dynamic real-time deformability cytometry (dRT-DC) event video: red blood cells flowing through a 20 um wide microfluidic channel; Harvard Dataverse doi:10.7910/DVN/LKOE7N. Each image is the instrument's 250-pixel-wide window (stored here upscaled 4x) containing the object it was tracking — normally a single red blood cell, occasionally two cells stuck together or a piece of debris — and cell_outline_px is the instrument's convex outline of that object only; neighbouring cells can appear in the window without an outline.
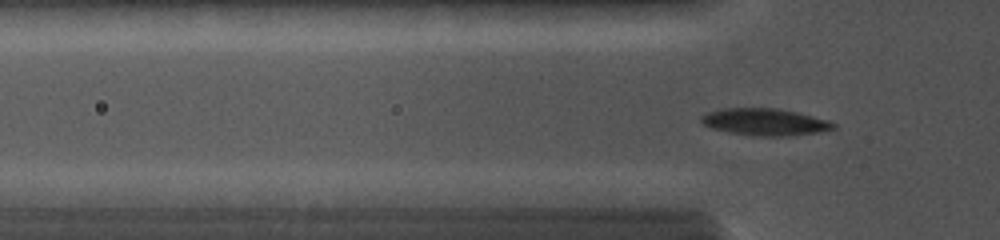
{"species": "common noctule bat (a hibernating species)", "species_latin": "Nyctalus noctula", "temperature_condition": "cold", "stored_images_in_passage": 71, "camera_frame_rate_fps": 5000, "um_per_image_px": 0.085, "animal": {"sex": "female", "body_mass_g": 19.0, "forearm_length_mm": 56.7}, "frame": {"image": 1, "passage_image": 23, "time_ms": 4.2, "image_size_px": [1000, 240], "cell_outline_px": [[836, 128], [816, 132], [788, 136], [760, 136], [728, 132], [712, 128], [704, 124], [700, 120], [700, 116], [708, 112], [720, 108], [776, 108], [796, 112], [828, 120], [836, 124]], "centroid_in_image_um": [64.99, 10.36], "position_along_channel_um": 60.8, "area_um2": 20.63}}
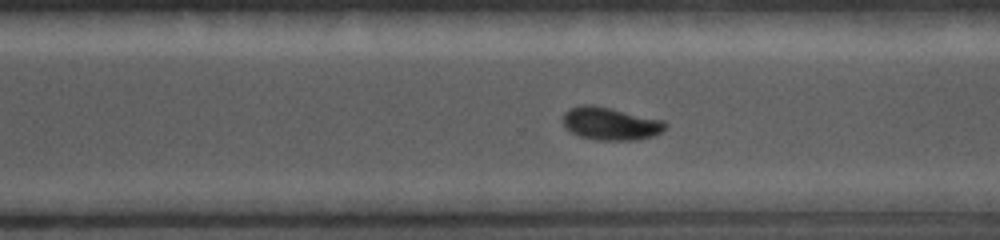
{"frame": {"image": 2, "passage_image": 48, "time_ms": 10.2, "image_size_px": [1000, 240], "cell_outline_px": [[668, 128], [652, 136], [636, 140], [596, 140], [580, 136], [572, 132], [564, 124], [564, 112], [568, 108], [580, 104], [592, 104], [612, 108], [664, 120], [668, 124]], "centroid_in_image_um": [51.92, 10.49], "position_along_channel_um": 318.7, "area_um2": 19.71}}
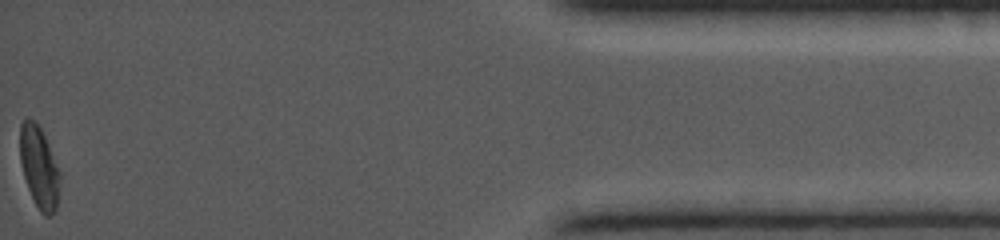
{"frame": {"image": 3, "passage_image": 71, "time_ms": 14.4, "image_size_px": [1000, 240], "cell_outline_px": [[60, 180], [56, 208], [48, 216], [44, 216], [40, 212], [28, 188], [24, 176], [20, 160], [20, 124], [28, 116], [40, 128], [44, 136], [60, 172]], "centroid_in_image_um": [3.31, 14.21], "position_along_channel_um": 431.9, "area_um2": 18.61}}